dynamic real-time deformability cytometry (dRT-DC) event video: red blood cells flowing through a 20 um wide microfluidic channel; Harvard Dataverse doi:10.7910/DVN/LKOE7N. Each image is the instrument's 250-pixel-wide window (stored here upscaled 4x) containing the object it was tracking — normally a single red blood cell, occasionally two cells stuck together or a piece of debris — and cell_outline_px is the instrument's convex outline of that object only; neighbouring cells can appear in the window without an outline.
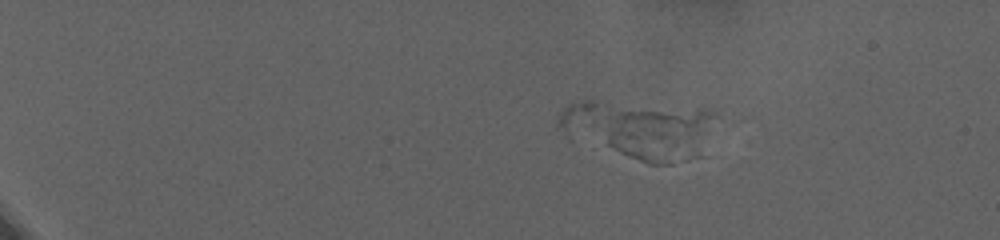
{"species": "human", "species_latin": "Homo sapiens", "temperature_condition": "warm", "stored_images_in_passage": 56, "camera_frame_rate_fps": 3000, "um_per_image_px": 0.085, "donor": {"sex": "female"}, "frame": {"image": 1, "passage_image": 1, "time_ms": 0.0, "image_size_px": [1000, 240], "cell_outline_px": [[716, 116], [672, 164], [648, 164], [620, 152], [608, 144], [608, 136], [616, 116], [620, 112], [700, 108], [704, 108], [712, 112]], "centroid_in_image_um": [55.91, 11.32], "position_along_channel_um": 29.1, "area_um2": 30.81}}
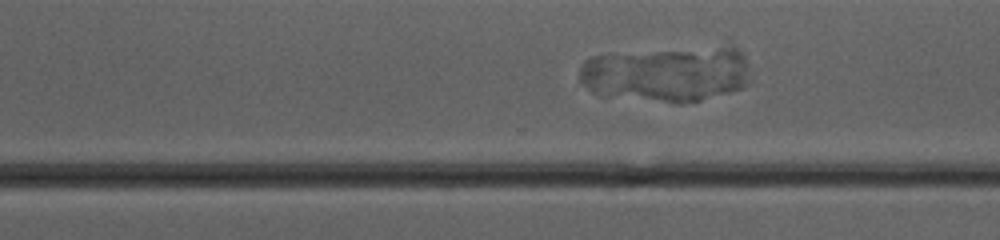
{"frame": {"image": 2, "passage_image": 46, "time_ms": 15.0, "image_size_px": [1000, 240], "cell_outline_px": [[752, 76], [740, 88], [728, 92], [700, 100], [680, 104], [676, 104], [608, 96], [592, 92], [580, 80], [580, 68], [584, 60], [592, 56], [612, 52], [720, 48], [736, 48], [744, 56]], "centroid_in_image_um": [56.63, 6.31], "position_along_channel_um": 314.0, "area_um2": 55.14}}
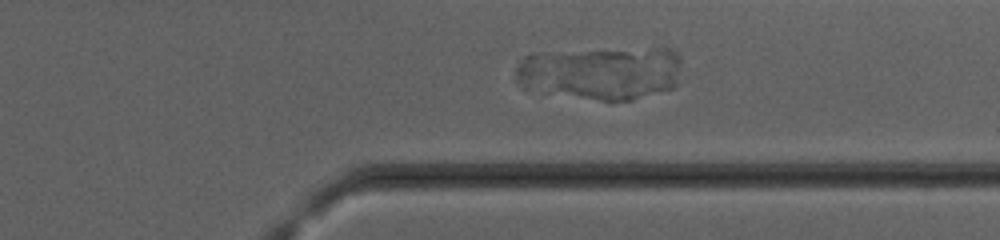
{"frame": {"image": 3, "passage_image": 51, "time_ms": 16.667, "image_size_px": [1000, 240], "cell_outline_px": [[680, 60], [676, 84], [672, 88], [632, 100], [600, 100], [524, 88], [516, 80], [516, 68], [520, 60], [524, 56], [532, 52], [652, 48], [668, 48], [676, 52], [680, 56]], "centroid_in_image_um": [51.06, 6.17], "position_along_channel_um": 360.3, "area_um2": 51.33}}